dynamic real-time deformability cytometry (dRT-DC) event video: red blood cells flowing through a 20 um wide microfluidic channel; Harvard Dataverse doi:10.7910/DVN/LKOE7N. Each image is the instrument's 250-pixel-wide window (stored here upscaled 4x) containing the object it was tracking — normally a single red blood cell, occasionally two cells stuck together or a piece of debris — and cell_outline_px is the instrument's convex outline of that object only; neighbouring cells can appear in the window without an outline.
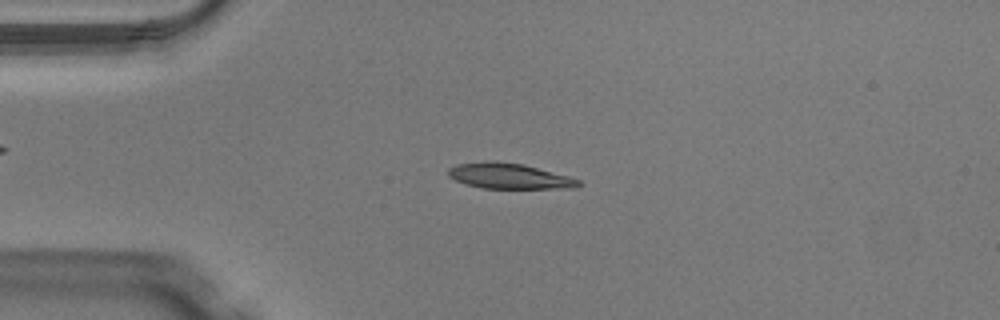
{"species": "Egyptian fruit bat (a non-hibernating species)", "species_latin": "Rousettus aegyptiacus", "temperature_condition": "warm", "stored_images_in_passage": 48, "camera_frame_rate_fps": 3000, "um_per_image_px": 0.085, "animal": {"sex": "male"}, "frame": {"image": 1, "passage_image": 11, "time_ms": 3.333, "image_size_px": [1000, 320], "cell_outline_px": [[580, 184], [576, 188], [480, 188], [464, 184], [448, 176], [448, 168], [456, 164], [488, 160], [492, 160], [524, 164], [568, 176], [580, 180]], "centroid_in_image_um": [43.23, 14.95], "position_along_channel_um": 41.8, "area_um2": 19.48}}
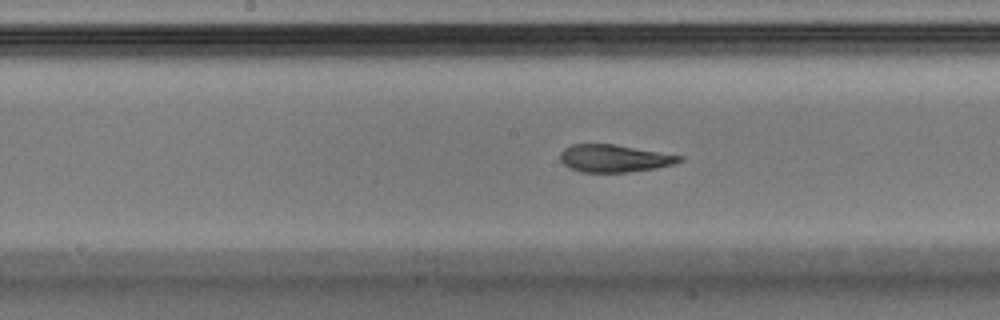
{"frame": {"image": 2, "passage_image": 24, "time_ms": 7.667, "image_size_px": [1000, 320], "cell_outline_px": [[684, 160], [672, 164], [656, 168], [628, 172], [580, 172], [568, 168], [560, 160], [560, 152], [564, 148], [572, 144], [616, 144], [684, 156]], "centroid_in_image_um": [52.2, 13.46], "position_along_channel_um": 196.0, "area_um2": 19.25}}
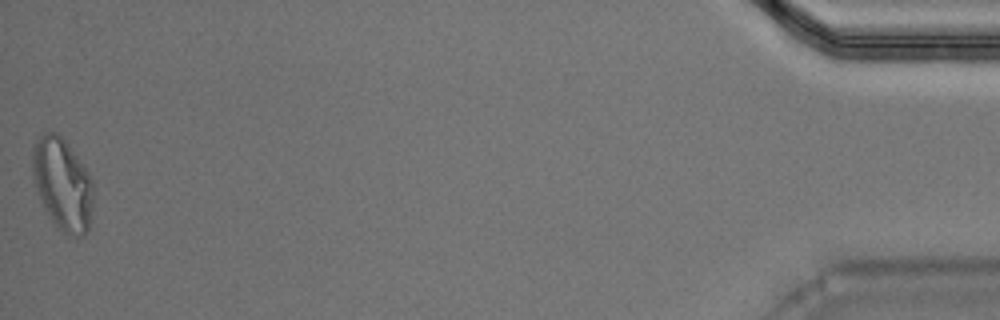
{"frame": {"image": 3, "passage_image": 48, "time_ms": 15.667, "image_size_px": [1000, 320], "cell_outline_px": [[92, 212], [88, 228], [84, 236], [72, 236], [64, 232], [52, 220], [44, 208], [32, 184], [32, 144], [44, 132], [56, 132], [64, 140], [88, 172], [92, 180]], "centroid_in_image_um": [5.27, 15.64], "position_along_channel_um": 429.9, "area_um2": 32.6}, "authors_computed_cell_mechanics": {"area_um2": 20.0855, "velocity_mm_per_s": 4.1114, "shape_relaxation_time_tau1_ms": 9.3749, "shape_relaxation_time_tau2_ms": 2.1435, "deformation_change_tau1": 0.2735, "deformation_change_tau2": 0.1018}}